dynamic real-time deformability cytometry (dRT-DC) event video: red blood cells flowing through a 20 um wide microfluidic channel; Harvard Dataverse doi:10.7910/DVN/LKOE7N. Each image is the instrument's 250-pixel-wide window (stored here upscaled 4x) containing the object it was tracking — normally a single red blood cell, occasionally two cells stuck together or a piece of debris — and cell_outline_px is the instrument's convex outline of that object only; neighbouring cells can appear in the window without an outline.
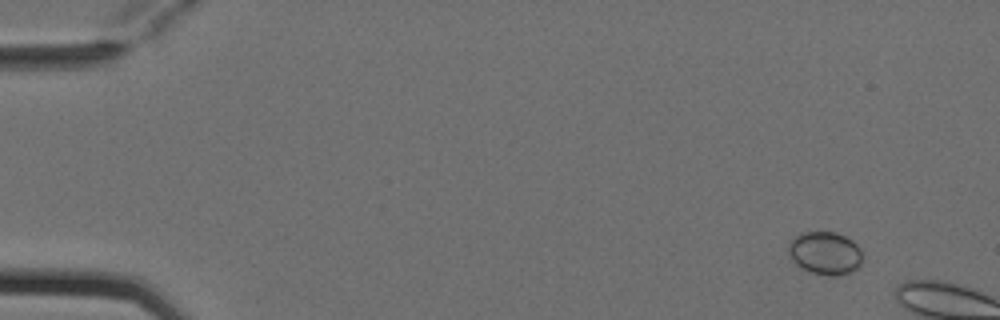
{"species": "Egyptian fruit bat (a non-hibernating species)", "species_latin": "Rousettus aegyptiacus", "temperature_condition": "cold", "stored_images_in_passage": 3, "camera_frame_rate_fps": 3000, "um_per_image_px": 0.085, "animal": {"sex": "female"}, "frame": {"image": 1, "passage_image": 3, "time_ms": 0.667, "image_size_px": [1000, 320], "cell_outline_px": [[864, 256], [860, 268], [852, 272], [836, 276], [828, 276], [812, 272], [800, 268], [792, 260], [788, 252], [788, 240], [792, 236], [800, 232], [836, 232], [852, 240], [860, 248]], "centroid_in_image_um": [70.13, 21.51], "position_along_channel_um": 14.9, "area_um2": 19.13}}